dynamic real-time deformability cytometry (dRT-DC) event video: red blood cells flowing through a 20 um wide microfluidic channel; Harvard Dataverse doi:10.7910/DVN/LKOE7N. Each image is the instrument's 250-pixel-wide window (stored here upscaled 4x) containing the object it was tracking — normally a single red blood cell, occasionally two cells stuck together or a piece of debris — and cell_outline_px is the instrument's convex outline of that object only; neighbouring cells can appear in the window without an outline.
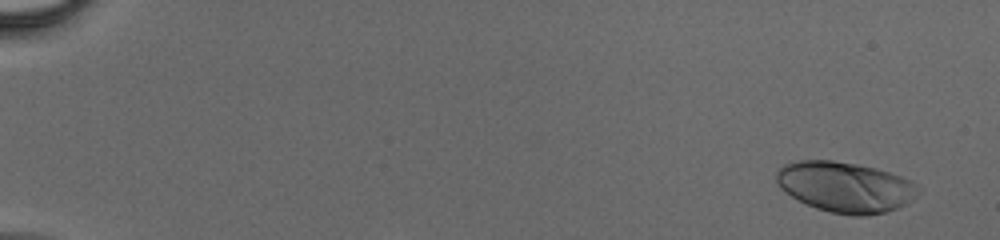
{"species": "human", "species_latin": "Homo sapiens", "temperature_condition": "cold", "stored_images_in_passage": 47, "camera_frame_rate_fps": 3000, "um_per_image_px": 0.085, "donor": {"sex": "male"}, "frame": {"image": 1, "passage_image": 3, "time_ms": 0.667, "image_size_px": [1000, 240], "cell_outline_px": [[920, 188], [908, 204], [884, 212], [864, 216], [852, 216], [832, 212], [816, 208], [784, 192], [776, 184], [776, 172], [784, 164], [800, 160], [832, 160], [856, 164], [876, 168], [912, 180]], "centroid_in_image_um": [71.84, 15.89], "position_along_channel_um": 13.2, "area_um2": 41.62}}
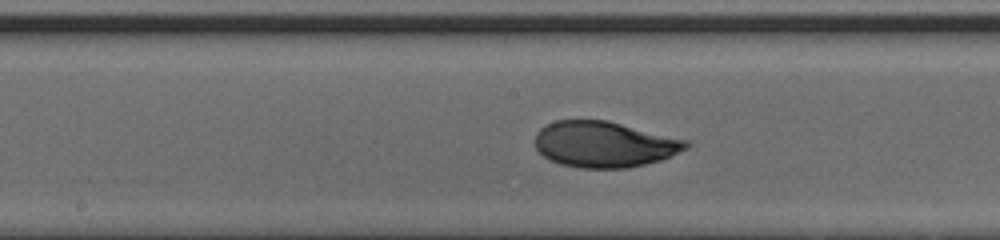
{"frame": {"image": 2, "passage_image": 27, "time_ms": 8.667, "image_size_px": [1000, 240], "cell_outline_px": [[692, 144], [688, 148], [660, 160], [628, 168], [580, 168], [560, 164], [544, 156], [536, 148], [536, 132], [540, 128], [556, 120], [608, 120], [688, 140]], "centroid_in_image_um": [51.38, 12.26], "position_along_channel_um": 196.8, "area_um2": 40.4}}
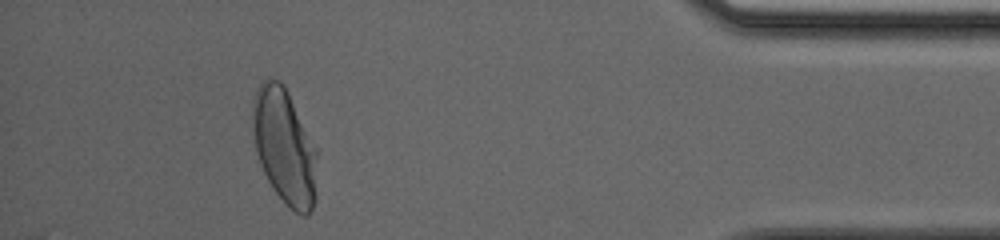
{"frame": {"image": 3, "passage_image": 44, "time_ms": 14.333, "image_size_px": [1000, 240], "cell_outline_px": [[316, 200], [308, 216], [300, 216], [284, 204], [272, 188], [260, 164], [256, 152], [252, 136], [252, 100], [256, 88], [268, 76], [280, 80], [284, 84], [316, 148]], "centroid_in_image_um": [24.16, 12.45], "position_along_channel_um": 411.0, "area_um2": 43.99}}